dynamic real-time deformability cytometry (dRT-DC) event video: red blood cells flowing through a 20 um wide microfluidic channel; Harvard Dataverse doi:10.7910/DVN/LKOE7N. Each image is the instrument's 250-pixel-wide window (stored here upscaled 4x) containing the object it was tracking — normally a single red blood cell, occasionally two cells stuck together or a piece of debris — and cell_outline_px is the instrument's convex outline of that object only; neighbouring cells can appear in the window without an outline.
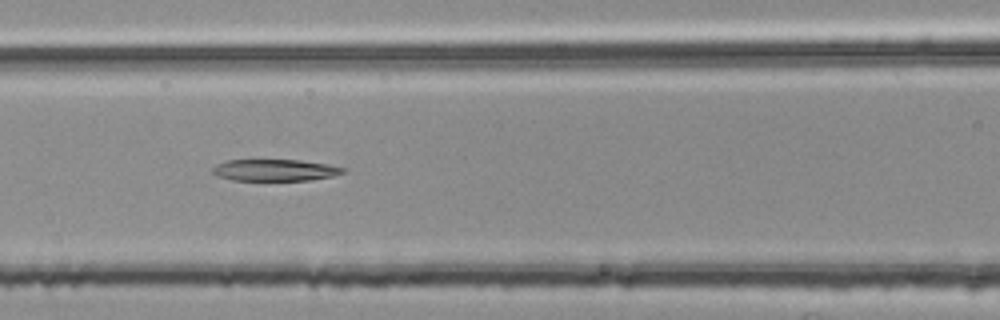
{"species": "common noctule bat (a hibernating species)", "species_latin": "Nyctalus noctula", "temperature_condition": "room temperature", "stored_images_in_passage": 53, "segment_of_instrument_passage": [2, 2], "camera_frame_rate_fps": 3000, "um_per_image_px": 0.085, "animal": {"sex": "female", "body_mass_g": 25.1}, "frame": {"image": 1, "passage_image": 22, "time_ms": 7.0, "image_size_px": [1000, 320], "cell_outline_px": [[348, 168], [344, 172], [332, 176], [308, 180], [232, 180], [216, 176], [212, 172], [212, 168], [216, 164], [228, 160], [300, 160], [328, 164]], "centroid_in_image_um": [23.36, 14.45], "position_along_channel_um": 143.2, "area_um2": 16.47}}
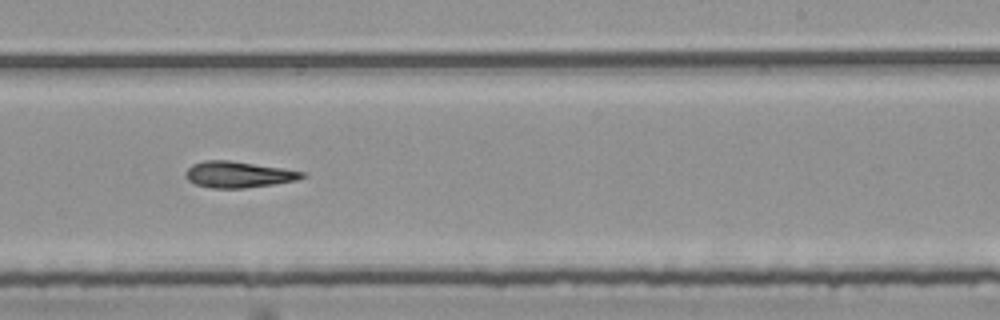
{"frame": {"image": 2, "passage_image": 32, "time_ms": 10.333, "image_size_px": [1000, 320], "cell_outline_px": [[308, 176], [296, 180], [272, 184], [244, 188], [208, 188], [196, 184], [188, 180], [184, 176], [184, 172], [192, 164], [204, 160], [228, 160], [280, 168], [304, 172]], "centroid_in_image_um": [20.2, 14.83], "position_along_channel_um": 268.8, "area_um2": 17.69}}
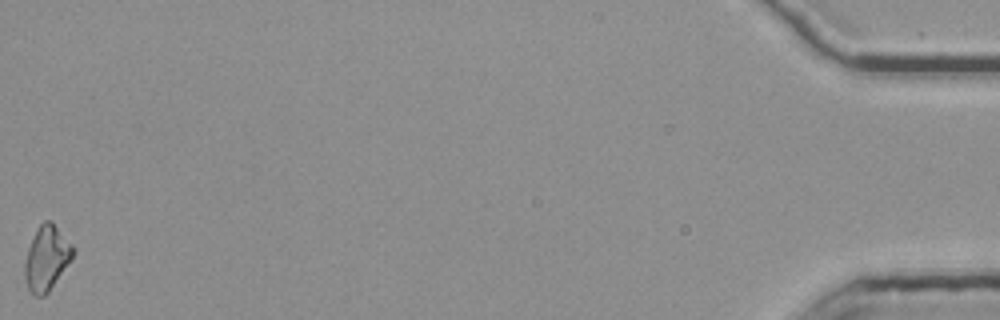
{"frame": {"image": 3, "passage_image": 53, "time_ms": 17.333, "image_size_px": [1000, 320], "cell_outline_px": [[76, 252], [72, 260], [48, 292], [44, 296], [32, 296], [24, 280], [24, 264], [28, 248], [40, 224], [44, 220], [52, 220], [72, 244]], "centroid_in_image_um": [3.98, 21.96], "position_along_channel_um": 431.2, "area_um2": 18.38}}